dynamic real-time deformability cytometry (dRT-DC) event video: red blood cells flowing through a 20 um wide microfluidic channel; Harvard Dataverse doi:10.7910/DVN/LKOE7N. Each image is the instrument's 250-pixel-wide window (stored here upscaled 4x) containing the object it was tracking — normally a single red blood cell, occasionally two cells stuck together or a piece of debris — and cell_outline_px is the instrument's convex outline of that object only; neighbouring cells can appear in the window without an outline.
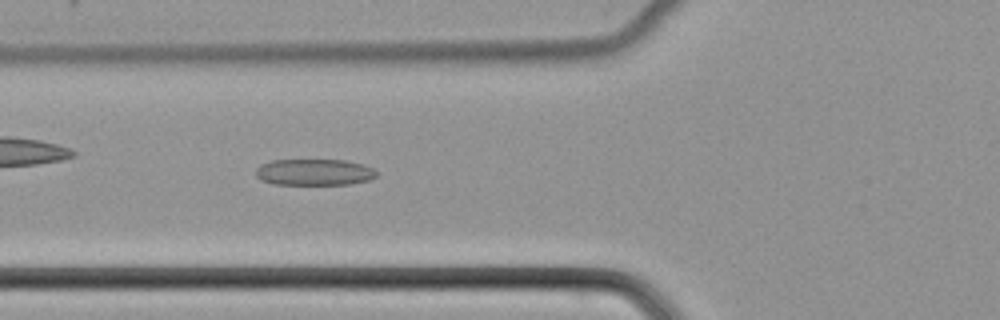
{"species": "common noctule bat (a hibernating species)", "species_latin": "Nyctalus noctula", "temperature_condition": "cold", "stored_images_in_passage": 50, "camera_frame_rate_fps": 3000, "um_per_image_px": 0.085, "animal": {"sex": "female", "body_mass_g": 22.7, "forearm_length_mm": 54.2}, "frame": {"image": 1, "passage_image": 19, "time_ms": 6.0, "image_size_px": [1000, 320], "cell_outline_px": [[380, 172], [376, 176], [368, 180], [348, 184], [272, 184], [260, 180], [256, 176], [256, 168], [260, 164], [272, 160], [344, 160], [360, 164], [372, 168]], "centroid_in_image_um": [26.68, 14.63], "position_along_channel_um": 99.1, "area_um2": 18.55}}
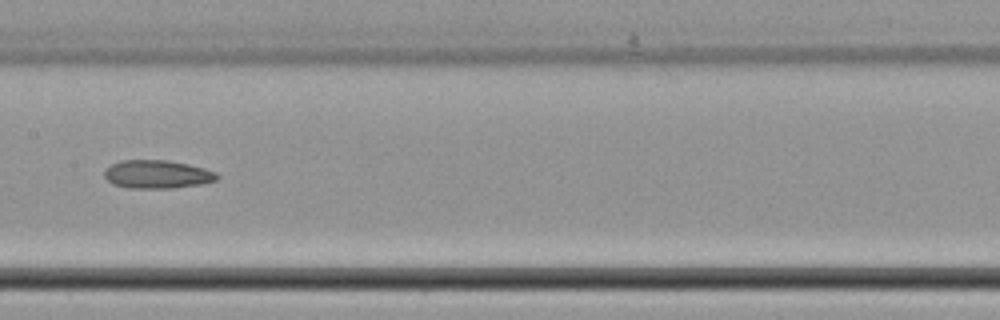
{"frame": {"image": 2, "passage_image": 26, "time_ms": 8.333, "image_size_px": [1000, 320], "cell_outline_px": [[220, 176], [216, 180], [204, 184], [172, 188], [128, 188], [112, 184], [104, 176], [104, 168], [120, 160], [168, 160], [188, 164], [204, 168], [216, 172]], "centroid_in_image_um": [13.36, 14.81], "position_along_channel_um": 194.0, "area_um2": 18.79}}
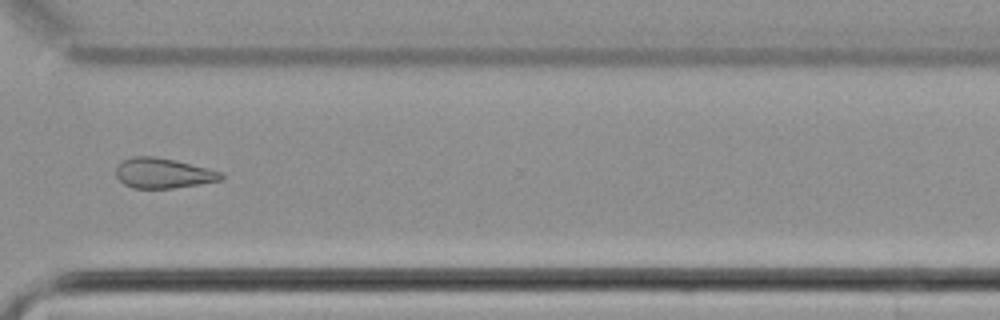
{"frame": {"image": 3, "passage_image": 38, "time_ms": 12.333, "image_size_px": [1000, 320], "cell_outline_px": [[224, 180], [172, 188], [132, 188], [124, 184], [116, 176], [116, 164], [120, 160], [132, 156], [156, 156], [208, 168], [224, 172]], "centroid_in_image_um": [13.85, 14.71], "position_along_channel_um": 356.7, "area_um2": 18.67}}